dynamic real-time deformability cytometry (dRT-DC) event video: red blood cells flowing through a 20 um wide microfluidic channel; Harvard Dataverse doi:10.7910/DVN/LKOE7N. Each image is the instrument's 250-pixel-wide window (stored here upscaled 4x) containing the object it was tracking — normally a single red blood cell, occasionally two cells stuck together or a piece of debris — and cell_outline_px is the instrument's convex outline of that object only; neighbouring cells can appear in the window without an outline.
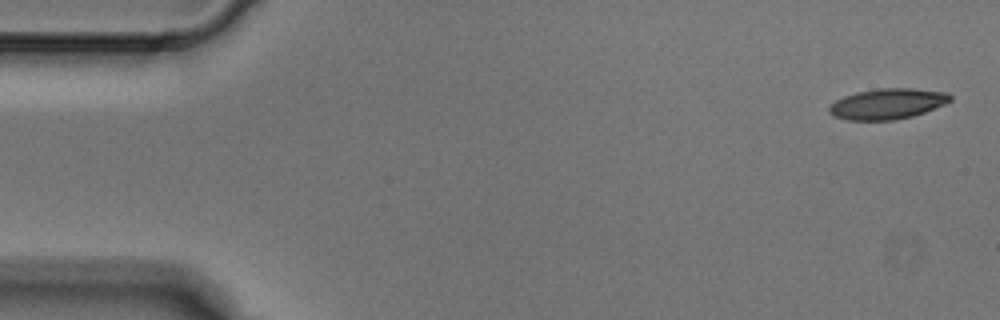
{"species": "Egyptian fruit bat (a non-hibernating species)", "species_latin": "Rousettus aegyptiacus", "temperature_condition": "cold", "stored_images_in_passage": 4, "camera_frame_rate_fps": 3000, "um_per_image_px": 0.085, "animal": {"sex": "male"}, "frame": {"image": 1, "passage_image": 1, "time_ms": 0.0, "image_size_px": [1000, 320], "cell_outline_px": [[952, 100], [944, 104], [924, 112], [912, 116], [892, 120], [848, 120], [832, 116], [828, 112], [828, 108], [836, 100], [844, 96], [856, 92], [880, 88], [912, 88], [948, 92], [952, 96]], "centroid_in_image_um": [75.43, 8.82], "position_along_channel_um": 9.6, "area_um2": 21.62}}
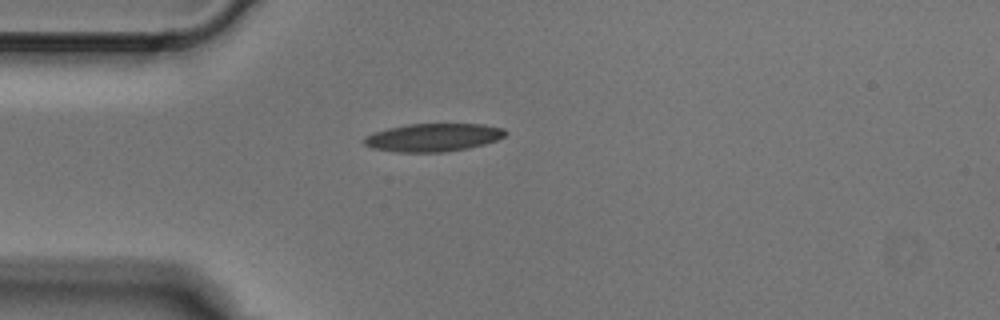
{"frame": {"image": 2, "passage_image": 4, "time_ms": 1.0, "image_size_px": [1000, 320], "cell_outline_px": [[508, 132], [504, 136], [496, 140], [484, 144], [468, 148], [444, 152], [396, 152], [372, 148], [364, 144], [364, 136], [388, 128], [408, 124], [484, 124], [504, 128]], "centroid_in_image_um": [36.84, 11.68], "position_along_channel_um": 48.2, "area_um2": 23.06}}